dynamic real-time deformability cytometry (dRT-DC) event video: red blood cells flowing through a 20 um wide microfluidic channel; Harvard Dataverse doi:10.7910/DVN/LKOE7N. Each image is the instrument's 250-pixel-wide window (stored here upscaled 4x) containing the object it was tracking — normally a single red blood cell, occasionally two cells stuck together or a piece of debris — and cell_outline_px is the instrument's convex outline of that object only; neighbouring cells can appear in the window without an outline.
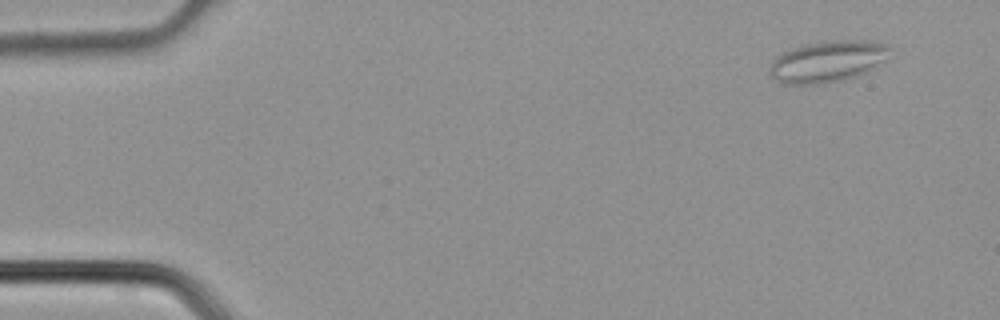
{"species": "common noctule bat (a hibernating species)", "species_latin": "Nyctalus noctula", "temperature_condition": "cold", "stored_images_in_passage": 3, "camera_frame_rate_fps": 3000, "um_per_image_px": 0.085, "animal": {"sex": "male", "body_mass_g": 21.5, "forearm_length_mm": 52.0}, "frame": {"image": 1, "passage_image": 1, "time_ms": 0.0, "image_size_px": [1000, 320], "cell_outline_px": [[888, 48], [884, 60], [868, 72], [860, 76], [844, 80], [820, 84], [784, 84], [776, 80], [768, 72], [768, 68], [772, 60], [780, 52], [788, 48], [804, 44], [832, 40], [868, 40], [884, 44]], "centroid_in_image_um": [70.26, 5.23], "position_along_channel_um": 14.7, "area_um2": 29.3}}